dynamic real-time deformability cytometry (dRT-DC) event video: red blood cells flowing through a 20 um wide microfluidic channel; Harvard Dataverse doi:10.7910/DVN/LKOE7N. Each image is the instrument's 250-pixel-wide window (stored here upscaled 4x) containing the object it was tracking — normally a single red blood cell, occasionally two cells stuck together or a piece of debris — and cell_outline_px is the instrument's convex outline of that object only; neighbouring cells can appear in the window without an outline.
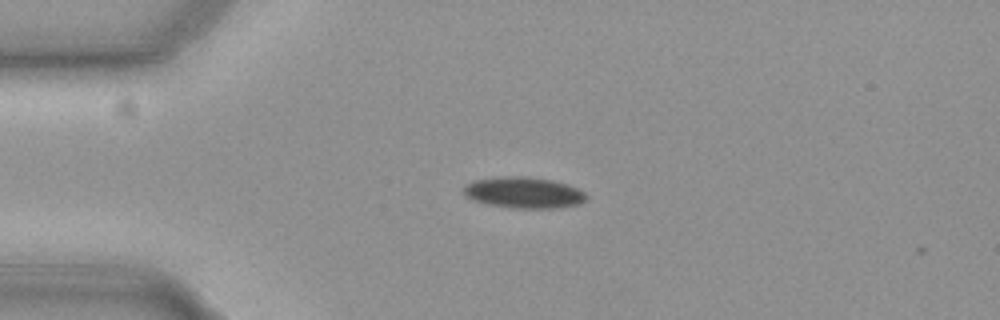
{"species": "common noctule bat (a hibernating species)", "species_latin": "Nyctalus noctula", "temperature_condition": "cold", "stored_images_in_passage": 3, "camera_frame_rate_fps": 3000, "um_per_image_px": 0.085, "animal": {"sex": "female", "body_mass_g": 19.3, "forearm_length_mm": 54.1}, "frame": {"image": 1, "passage_image": 1, "time_ms": 0.0, "image_size_px": [1000, 320], "cell_outline_px": [[588, 196], [580, 204], [556, 208], [512, 208], [488, 204], [472, 200], [464, 196], [464, 184], [472, 180], [500, 176], [528, 176], [552, 180], [568, 184], [584, 192]], "centroid_in_image_um": [44.48, 16.36], "position_along_channel_um": 40.5, "area_um2": 22.54}}